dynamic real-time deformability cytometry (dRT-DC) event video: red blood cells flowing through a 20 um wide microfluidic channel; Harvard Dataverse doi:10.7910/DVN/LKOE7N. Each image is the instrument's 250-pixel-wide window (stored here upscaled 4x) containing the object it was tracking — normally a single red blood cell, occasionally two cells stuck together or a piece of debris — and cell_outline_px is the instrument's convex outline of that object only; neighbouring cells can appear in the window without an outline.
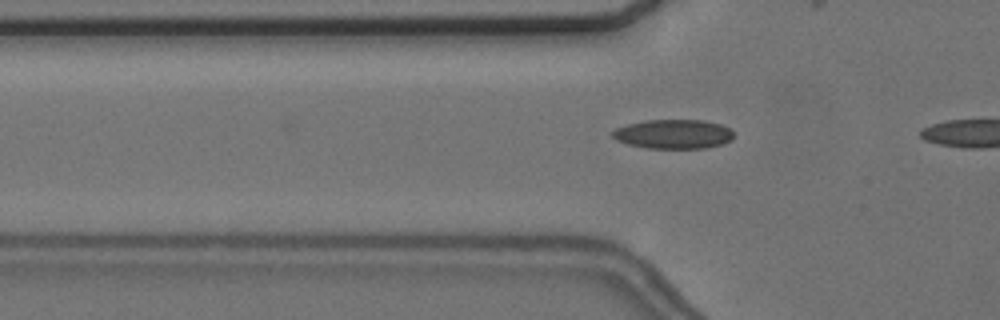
{"species": "common noctule bat (a hibernating species)", "species_latin": "Nyctalus noctula", "temperature_condition": "cold", "stored_images_in_passage": 8, "camera_frame_rate_fps": 3000, "um_per_image_px": 0.085, "animal": {"sex": "female", "body_mass_g": 24.6, "forearm_length_mm": 56.2}, "frame": {"image": 1, "passage_image": 6, "time_ms": 1.667, "image_size_px": [1000, 320], "cell_outline_px": [[732, 140], [724, 144], [708, 148], [644, 148], [628, 144], [616, 140], [612, 136], [612, 132], [616, 128], [628, 124], [644, 120], [704, 120], [720, 124], [728, 128], [732, 132]], "centroid_in_image_um": [57.24, 11.4], "position_along_channel_um": 68.6, "area_um2": 20.75}}